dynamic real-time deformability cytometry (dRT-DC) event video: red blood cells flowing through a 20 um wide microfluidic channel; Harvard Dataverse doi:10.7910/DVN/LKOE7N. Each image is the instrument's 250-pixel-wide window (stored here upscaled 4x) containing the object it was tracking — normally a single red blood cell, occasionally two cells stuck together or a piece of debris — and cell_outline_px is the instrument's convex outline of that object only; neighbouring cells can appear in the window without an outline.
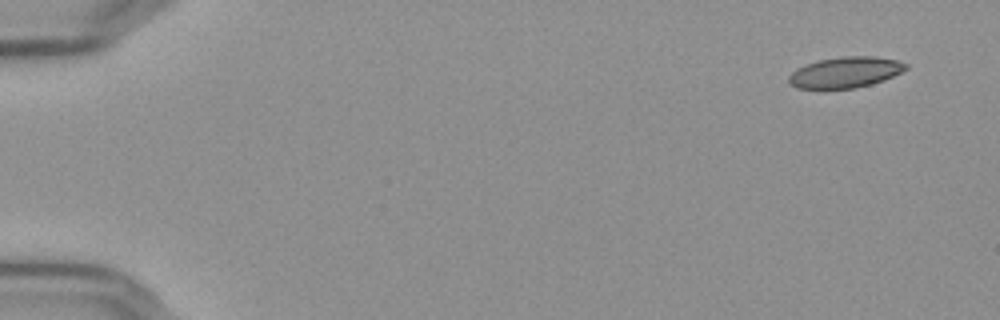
{"species": "Egyptian fruit bat (a non-hibernating species)", "species_latin": "Rousettus aegyptiacus", "temperature_condition": "cold", "stored_images_in_passage": 53, "camera_frame_rate_fps": 3000, "um_per_image_px": 0.085, "frame": {"image": 1, "passage_image": 1, "time_ms": 0.0, "image_size_px": [1000, 320], "cell_outline_px": [[908, 68], [884, 80], [872, 84], [856, 88], [796, 88], [788, 80], [788, 76], [796, 68], [804, 64], [820, 60], [840, 56], [872, 56], [896, 60], [908, 64]], "centroid_in_image_um": [71.84, 6.14], "position_along_channel_um": 13.2, "area_um2": 20.98}}
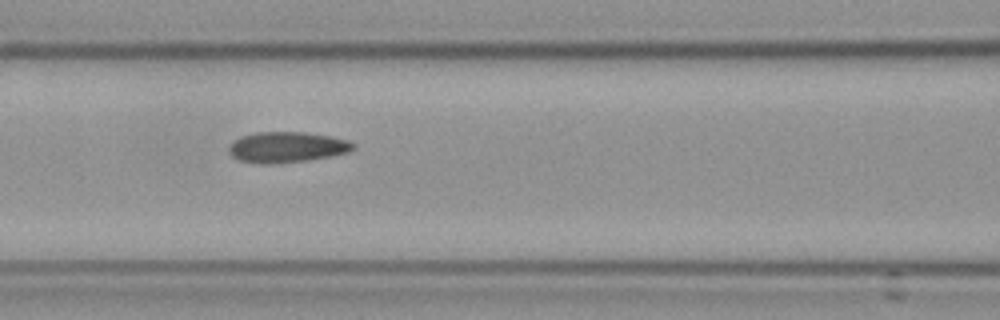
{"frame": {"image": 2, "passage_image": 23, "time_ms": 7.333, "image_size_px": [1000, 320], "cell_outline_px": [[356, 148], [348, 152], [332, 156], [308, 160], [276, 164], [256, 164], [240, 160], [232, 156], [228, 152], [228, 148], [232, 140], [240, 136], [256, 132], [304, 132], [328, 136], [348, 140], [356, 144]], "centroid_in_image_um": [24.36, 12.51], "position_along_channel_um": 142.2, "area_um2": 22.54}}
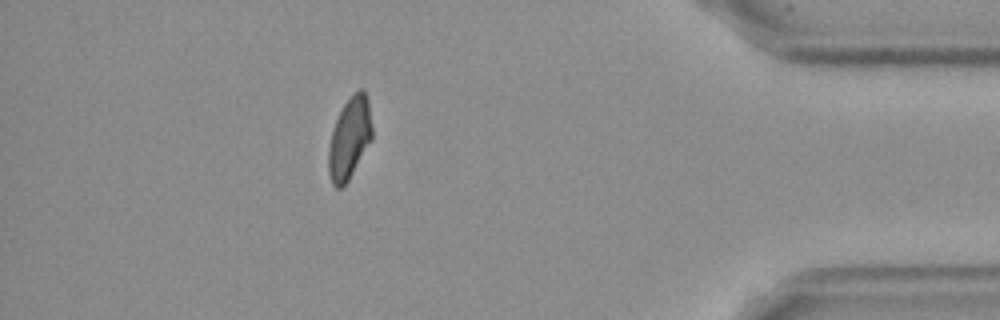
{"frame": {"image": 3, "passage_image": 48, "time_ms": 15.667, "image_size_px": [1000, 320], "cell_outline_px": [[372, 140], [348, 180], [340, 188], [336, 188], [332, 184], [328, 172], [328, 148], [332, 128], [344, 104], [360, 88], [364, 88], [368, 100], [372, 128]], "centroid_in_image_um": [29.7, 11.76], "position_along_channel_um": 405.5, "area_um2": 20.63}}